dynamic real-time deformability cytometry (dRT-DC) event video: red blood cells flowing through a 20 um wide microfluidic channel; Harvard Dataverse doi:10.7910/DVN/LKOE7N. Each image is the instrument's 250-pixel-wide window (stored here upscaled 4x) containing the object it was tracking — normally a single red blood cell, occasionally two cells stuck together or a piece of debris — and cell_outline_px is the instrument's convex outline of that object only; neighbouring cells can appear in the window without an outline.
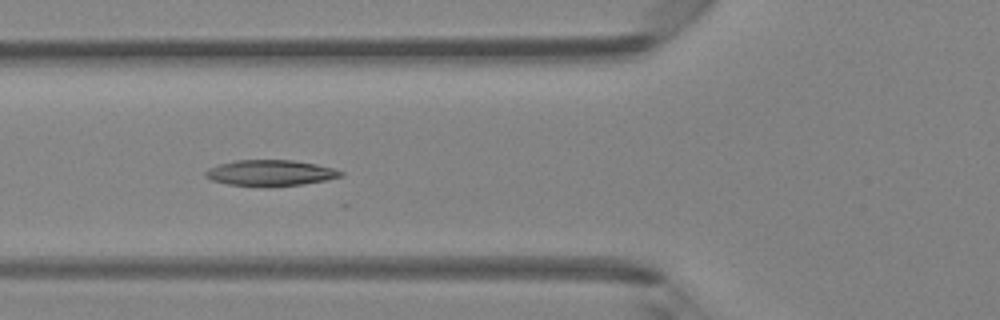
{"species": "Egyptian fruit bat (a non-hibernating species)", "species_latin": "Rousettus aegyptiacus", "temperature_condition": "room temperature", "stored_images_in_passage": 6, "camera_frame_rate_fps": 3000, "um_per_image_px": 0.085, "animal": {"sex": "female"}, "frame": {"image": 1, "passage_image": 6, "time_ms": 5.667, "image_size_px": [1000, 320], "cell_outline_px": [[344, 176], [328, 180], [304, 184], [268, 188], [228, 184], [212, 180], [204, 176], [204, 172], [208, 168], [220, 164], [236, 160], [292, 160], [316, 164], [332, 168], [344, 172]], "centroid_in_image_um": [23.0, 14.72], "position_along_channel_um": 102.8, "area_um2": 20.81}}